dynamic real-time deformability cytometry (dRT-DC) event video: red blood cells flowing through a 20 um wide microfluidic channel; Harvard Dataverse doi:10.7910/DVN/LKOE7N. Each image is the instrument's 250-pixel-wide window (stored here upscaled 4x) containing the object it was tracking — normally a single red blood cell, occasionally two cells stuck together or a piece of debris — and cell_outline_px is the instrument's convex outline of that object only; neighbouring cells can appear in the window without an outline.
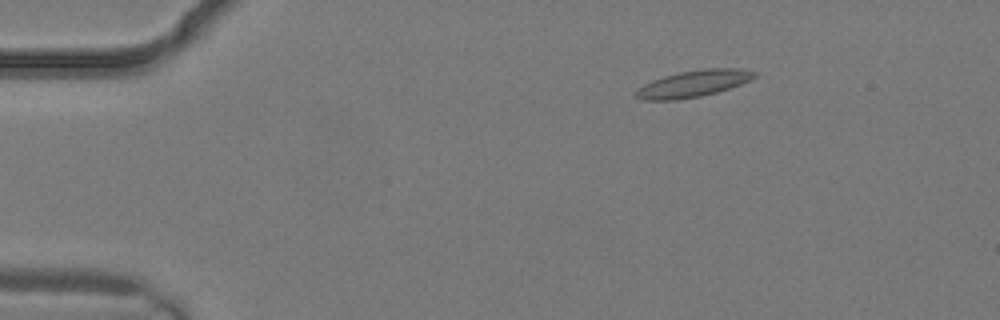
{"species": "common noctule bat (a hibernating species)", "species_latin": "Nyctalus noctula", "temperature_condition": "warm", "stored_images_in_passage": 3, "camera_frame_rate_fps": 3000, "um_per_image_px": 0.085, "animal": {"sex": "male", "body_mass_g": 19.2, "forearm_length_mm": 51.8}, "frame": {"image": 1, "passage_image": 3, "time_ms": 0.667, "image_size_px": [1000, 320], "cell_outline_px": [[760, 72], [756, 76], [740, 84], [716, 92], [700, 96], [676, 100], [644, 100], [636, 96], [636, 92], [644, 84], [652, 80], [664, 76], [680, 72], [704, 68], [740, 68]], "centroid_in_image_um": [58.97, 7.09], "position_along_channel_um": 26.0, "area_um2": 18.21}}